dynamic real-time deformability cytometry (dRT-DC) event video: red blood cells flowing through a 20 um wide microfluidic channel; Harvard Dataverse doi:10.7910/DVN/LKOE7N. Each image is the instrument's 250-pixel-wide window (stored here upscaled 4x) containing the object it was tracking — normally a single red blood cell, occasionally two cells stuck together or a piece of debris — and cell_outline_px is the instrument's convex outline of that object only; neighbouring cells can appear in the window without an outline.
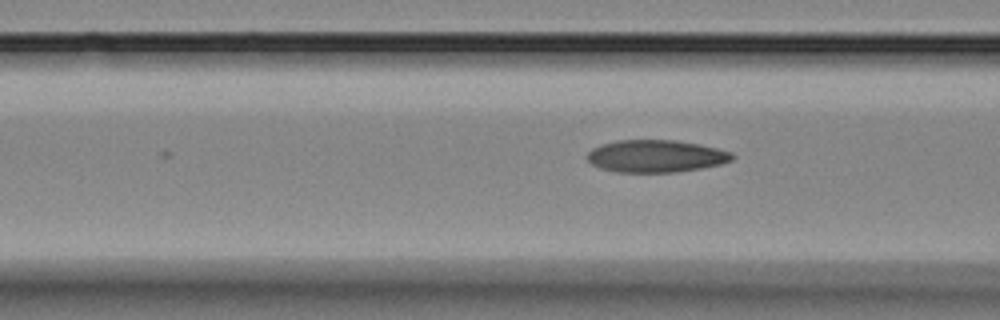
{"species": "Egyptian fruit bat (a non-hibernating species)", "species_latin": "Rousettus aegyptiacus", "temperature_condition": "room temperature", "stored_images_in_passage": 6, "segment_of_instrument_passage": [2, 2], "camera_frame_rate_fps": 3000, "um_per_image_px": 0.085, "animal": {"sex": "female"}, "frame": {"image": 1, "passage_image": 6, "time_ms": 5.667, "image_size_px": [1000, 320], "cell_outline_px": [[736, 156], [732, 160], [720, 164], [700, 168], [676, 172], [616, 172], [600, 168], [592, 164], [584, 156], [592, 148], [600, 144], [616, 140], [676, 140], [700, 144], [732, 152]], "centroid_in_image_um": [55.72, 13.26], "position_along_channel_um": 110.9, "area_um2": 27.51}}